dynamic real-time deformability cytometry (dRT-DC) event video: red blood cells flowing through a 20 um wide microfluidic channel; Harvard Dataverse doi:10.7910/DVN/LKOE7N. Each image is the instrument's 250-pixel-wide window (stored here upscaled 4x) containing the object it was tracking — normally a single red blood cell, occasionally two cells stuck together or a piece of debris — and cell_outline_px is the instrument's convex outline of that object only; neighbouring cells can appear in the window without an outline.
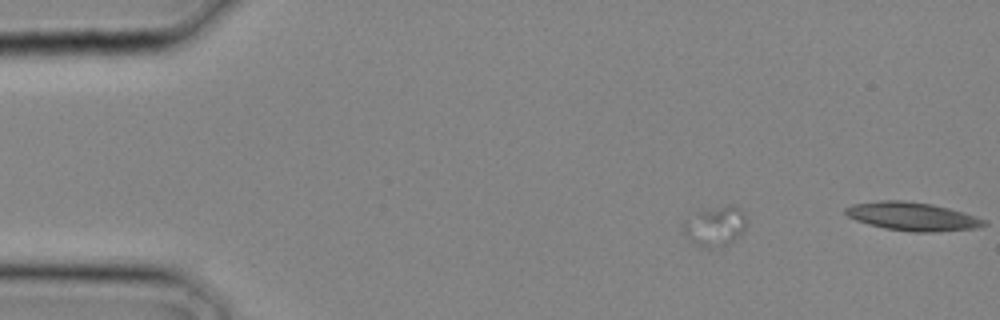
{"species": "common noctule bat (a hibernating species)", "species_latin": "Nyctalus noctula", "temperature_condition": "cold", "stored_images_in_passage": 3, "camera_frame_rate_fps": 3000, "um_per_image_px": 0.085, "animal": {"sex": "male", "body_mass_g": 20.4}, "frame": {"image": 1, "passage_image": 1, "time_ms": 0.0, "image_size_px": [1000, 320], "cell_outline_px": [[744, 228], [740, 236], [724, 244], [704, 248], [692, 240], [684, 232], [684, 220], [700, 212], [728, 204], [732, 204], [740, 208], [744, 212]], "centroid_in_image_um": [60.82, 19.19], "position_along_channel_um": 24.2, "area_um2": 13.87}}